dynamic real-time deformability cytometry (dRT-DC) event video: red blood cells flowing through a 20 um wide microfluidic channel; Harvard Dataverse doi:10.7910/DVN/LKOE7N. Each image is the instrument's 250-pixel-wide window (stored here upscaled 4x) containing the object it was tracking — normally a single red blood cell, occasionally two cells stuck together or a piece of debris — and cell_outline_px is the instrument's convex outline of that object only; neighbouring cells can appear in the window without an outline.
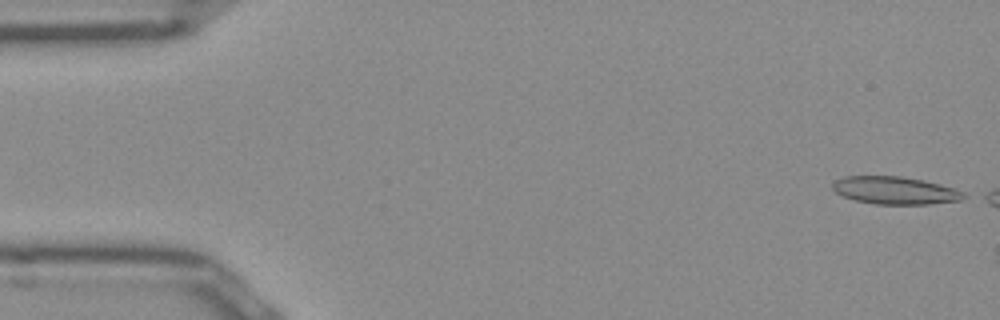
{"species": "Egyptian fruit bat (a non-hibernating species)", "species_latin": "Rousettus aegyptiacus", "temperature_condition": "room temperature", "stored_images_in_passage": 8, "camera_frame_rate_fps": 3000, "um_per_image_px": 0.085, "frame": {"image": 1, "passage_image": 1, "time_ms": 0.0, "image_size_px": [1000, 320], "cell_outline_px": [[968, 196], [960, 200], [928, 204], [876, 204], [856, 200], [844, 196], [836, 192], [832, 188], [832, 184], [836, 180], [848, 176], [900, 176], [924, 180], [956, 188], [964, 192]], "centroid_in_image_um": [76.13, 16.18], "position_along_channel_um": 8.9, "area_um2": 21.04}}